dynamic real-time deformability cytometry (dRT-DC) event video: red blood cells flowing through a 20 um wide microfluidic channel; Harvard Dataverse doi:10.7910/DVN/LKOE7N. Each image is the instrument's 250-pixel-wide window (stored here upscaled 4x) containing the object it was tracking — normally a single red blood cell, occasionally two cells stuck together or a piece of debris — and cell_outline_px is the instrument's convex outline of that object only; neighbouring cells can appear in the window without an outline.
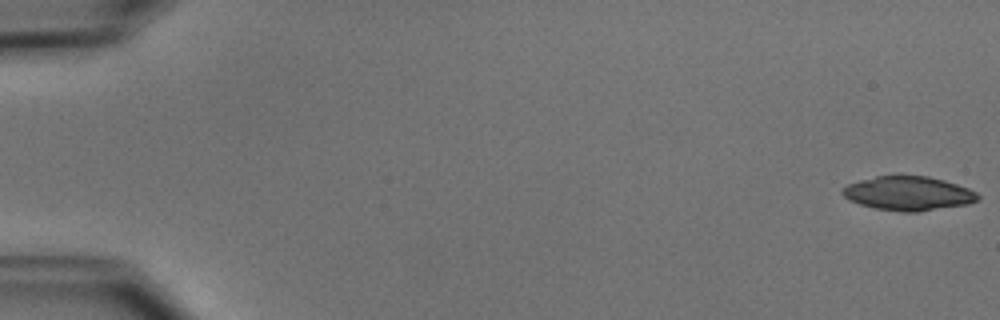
{"species": "common noctule bat (a hibernating species)", "species_latin": "Nyctalus noctula", "temperature_condition": "cold", "stored_images_in_passage": 51, "camera_frame_rate_fps": 3000, "um_per_image_px": 0.085, "animal": {"sex": "male", "body_mass_g": 15.6}, "frame": {"image": 1, "passage_image": 1, "time_ms": 0.0, "image_size_px": [1000, 320], "cell_outline_px": [[980, 200], [968, 204], [916, 212], [900, 212], [876, 208], [860, 204], [848, 200], [840, 192], [840, 188], [848, 184], [860, 180], [876, 176], [928, 176], [944, 180], [968, 188], [976, 192], [980, 196]], "centroid_in_image_um": [77.2, 16.44], "position_along_channel_um": 7.8, "area_um2": 26.93}}
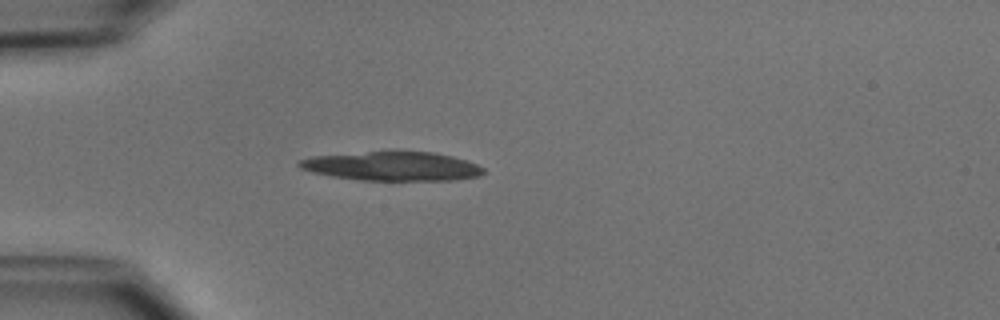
{"frame": {"image": 2, "passage_image": 15, "time_ms": 4.667, "image_size_px": [1000, 320], "cell_outline_px": [[484, 172], [480, 176], [456, 180], [360, 180], [332, 176], [312, 172], [300, 168], [296, 164], [296, 160], [312, 156], [392, 148], [400, 148], [432, 152], [452, 156], [468, 160], [484, 168]], "centroid_in_image_um": [33.31, 14.07], "position_along_channel_um": 51.7, "area_um2": 32.6}}
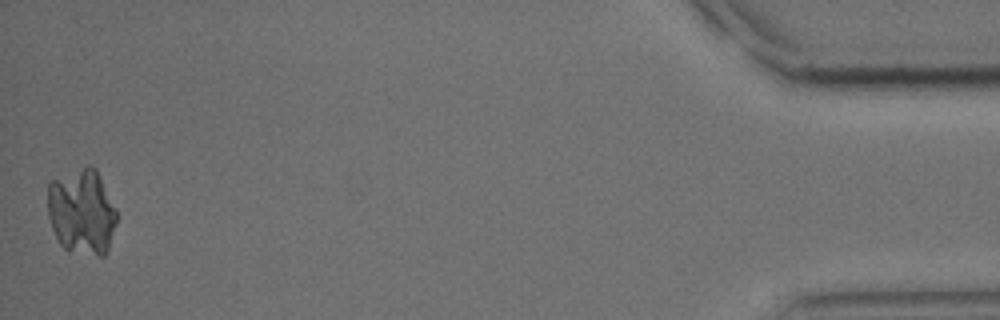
{"frame": {"image": 3, "passage_image": 51, "time_ms": 16.667, "image_size_px": [1000, 320], "cell_outline_px": [[116, 224], [108, 248], [104, 256], [100, 256], [68, 252], [60, 244], [52, 228], [48, 216], [48, 184], [52, 180], [88, 164], [96, 168], [116, 208]], "centroid_in_image_um": [6.96, 18.0], "position_along_channel_um": 428.2, "area_um2": 34.68}}